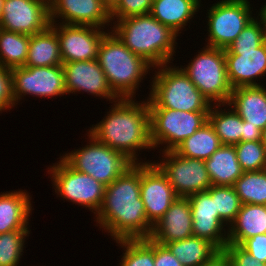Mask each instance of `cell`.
<instances>
[{
  "label": "cell",
  "mask_w": 266,
  "mask_h": 266,
  "mask_svg": "<svg viewBox=\"0 0 266 266\" xmlns=\"http://www.w3.org/2000/svg\"><path fill=\"white\" fill-rule=\"evenodd\" d=\"M240 246L252 257L266 264V233L246 239Z\"/></svg>",
  "instance_id": "40"
},
{
  "label": "cell",
  "mask_w": 266,
  "mask_h": 266,
  "mask_svg": "<svg viewBox=\"0 0 266 266\" xmlns=\"http://www.w3.org/2000/svg\"><path fill=\"white\" fill-rule=\"evenodd\" d=\"M229 227L227 229L228 244L241 245L246 239L265 234L266 205L242 204Z\"/></svg>",
  "instance_id": "23"
},
{
  "label": "cell",
  "mask_w": 266,
  "mask_h": 266,
  "mask_svg": "<svg viewBox=\"0 0 266 266\" xmlns=\"http://www.w3.org/2000/svg\"><path fill=\"white\" fill-rule=\"evenodd\" d=\"M11 69L0 65V111L14 107Z\"/></svg>",
  "instance_id": "38"
},
{
  "label": "cell",
  "mask_w": 266,
  "mask_h": 266,
  "mask_svg": "<svg viewBox=\"0 0 266 266\" xmlns=\"http://www.w3.org/2000/svg\"><path fill=\"white\" fill-rule=\"evenodd\" d=\"M262 143L266 147V127L262 131Z\"/></svg>",
  "instance_id": "46"
},
{
  "label": "cell",
  "mask_w": 266,
  "mask_h": 266,
  "mask_svg": "<svg viewBox=\"0 0 266 266\" xmlns=\"http://www.w3.org/2000/svg\"><path fill=\"white\" fill-rule=\"evenodd\" d=\"M116 21L111 31L132 53L142 57L154 69L169 64L178 36L170 27L161 24L151 14Z\"/></svg>",
  "instance_id": "3"
},
{
  "label": "cell",
  "mask_w": 266,
  "mask_h": 266,
  "mask_svg": "<svg viewBox=\"0 0 266 266\" xmlns=\"http://www.w3.org/2000/svg\"><path fill=\"white\" fill-rule=\"evenodd\" d=\"M116 243L125 248L120 266H155L154 240L150 238L119 240Z\"/></svg>",
  "instance_id": "33"
},
{
  "label": "cell",
  "mask_w": 266,
  "mask_h": 266,
  "mask_svg": "<svg viewBox=\"0 0 266 266\" xmlns=\"http://www.w3.org/2000/svg\"><path fill=\"white\" fill-rule=\"evenodd\" d=\"M4 2L5 0H0V18H1L2 11H3Z\"/></svg>",
  "instance_id": "47"
},
{
  "label": "cell",
  "mask_w": 266,
  "mask_h": 266,
  "mask_svg": "<svg viewBox=\"0 0 266 266\" xmlns=\"http://www.w3.org/2000/svg\"><path fill=\"white\" fill-rule=\"evenodd\" d=\"M50 166L48 172L53 179V187L60 197L95 211L97 214L103 202L105 185L92 176L76 171L63 158Z\"/></svg>",
  "instance_id": "9"
},
{
  "label": "cell",
  "mask_w": 266,
  "mask_h": 266,
  "mask_svg": "<svg viewBox=\"0 0 266 266\" xmlns=\"http://www.w3.org/2000/svg\"><path fill=\"white\" fill-rule=\"evenodd\" d=\"M213 104L208 113V121L213 126L216 135L222 145H236L242 142L243 120L238 113L231 108L224 111L221 104ZM219 107V108H218ZM230 110V111H229ZM227 111V112H226Z\"/></svg>",
  "instance_id": "29"
},
{
  "label": "cell",
  "mask_w": 266,
  "mask_h": 266,
  "mask_svg": "<svg viewBox=\"0 0 266 266\" xmlns=\"http://www.w3.org/2000/svg\"><path fill=\"white\" fill-rule=\"evenodd\" d=\"M193 236L191 205L188 197H177L166 213L153 225L150 239L159 244Z\"/></svg>",
  "instance_id": "19"
},
{
  "label": "cell",
  "mask_w": 266,
  "mask_h": 266,
  "mask_svg": "<svg viewBox=\"0 0 266 266\" xmlns=\"http://www.w3.org/2000/svg\"><path fill=\"white\" fill-rule=\"evenodd\" d=\"M225 58L228 80L233 89L242 86H260L255 79L266 75V41L256 50L225 54Z\"/></svg>",
  "instance_id": "20"
},
{
  "label": "cell",
  "mask_w": 266,
  "mask_h": 266,
  "mask_svg": "<svg viewBox=\"0 0 266 266\" xmlns=\"http://www.w3.org/2000/svg\"><path fill=\"white\" fill-rule=\"evenodd\" d=\"M88 136L89 145L61 157L76 171L108 186L134 163L121 152L97 141L91 134Z\"/></svg>",
  "instance_id": "7"
},
{
  "label": "cell",
  "mask_w": 266,
  "mask_h": 266,
  "mask_svg": "<svg viewBox=\"0 0 266 266\" xmlns=\"http://www.w3.org/2000/svg\"><path fill=\"white\" fill-rule=\"evenodd\" d=\"M50 26L57 33L63 63L97 59L99 44L107 33L104 28L56 22Z\"/></svg>",
  "instance_id": "14"
},
{
  "label": "cell",
  "mask_w": 266,
  "mask_h": 266,
  "mask_svg": "<svg viewBox=\"0 0 266 266\" xmlns=\"http://www.w3.org/2000/svg\"><path fill=\"white\" fill-rule=\"evenodd\" d=\"M155 266H183L166 245L154 241Z\"/></svg>",
  "instance_id": "41"
},
{
  "label": "cell",
  "mask_w": 266,
  "mask_h": 266,
  "mask_svg": "<svg viewBox=\"0 0 266 266\" xmlns=\"http://www.w3.org/2000/svg\"><path fill=\"white\" fill-rule=\"evenodd\" d=\"M201 266H232V263L227 253L219 250Z\"/></svg>",
  "instance_id": "43"
},
{
  "label": "cell",
  "mask_w": 266,
  "mask_h": 266,
  "mask_svg": "<svg viewBox=\"0 0 266 266\" xmlns=\"http://www.w3.org/2000/svg\"><path fill=\"white\" fill-rule=\"evenodd\" d=\"M163 153V162L155 164L167 176L178 197L204 192L212 186L204 160L182 157L174 150Z\"/></svg>",
  "instance_id": "11"
},
{
  "label": "cell",
  "mask_w": 266,
  "mask_h": 266,
  "mask_svg": "<svg viewBox=\"0 0 266 266\" xmlns=\"http://www.w3.org/2000/svg\"><path fill=\"white\" fill-rule=\"evenodd\" d=\"M254 19L242 30L224 54H240V51L256 50L266 41V32L260 20Z\"/></svg>",
  "instance_id": "36"
},
{
  "label": "cell",
  "mask_w": 266,
  "mask_h": 266,
  "mask_svg": "<svg viewBox=\"0 0 266 266\" xmlns=\"http://www.w3.org/2000/svg\"><path fill=\"white\" fill-rule=\"evenodd\" d=\"M201 0H153L150 14L179 35L180 30L196 15Z\"/></svg>",
  "instance_id": "25"
},
{
  "label": "cell",
  "mask_w": 266,
  "mask_h": 266,
  "mask_svg": "<svg viewBox=\"0 0 266 266\" xmlns=\"http://www.w3.org/2000/svg\"><path fill=\"white\" fill-rule=\"evenodd\" d=\"M160 65L152 78L149 108H169L187 112H209L211 103L201 94L185 72L177 67ZM160 68V69H159Z\"/></svg>",
  "instance_id": "5"
},
{
  "label": "cell",
  "mask_w": 266,
  "mask_h": 266,
  "mask_svg": "<svg viewBox=\"0 0 266 266\" xmlns=\"http://www.w3.org/2000/svg\"><path fill=\"white\" fill-rule=\"evenodd\" d=\"M30 35L0 29V65L22 67L28 56Z\"/></svg>",
  "instance_id": "30"
},
{
  "label": "cell",
  "mask_w": 266,
  "mask_h": 266,
  "mask_svg": "<svg viewBox=\"0 0 266 266\" xmlns=\"http://www.w3.org/2000/svg\"><path fill=\"white\" fill-rule=\"evenodd\" d=\"M103 6L111 13L120 3L121 0H101Z\"/></svg>",
  "instance_id": "44"
},
{
  "label": "cell",
  "mask_w": 266,
  "mask_h": 266,
  "mask_svg": "<svg viewBox=\"0 0 266 266\" xmlns=\"http://www.w3.org/2000/svg\"><path fill=\"white\" fill-rule=\"evenodd\" d=\"M140 196L152 226L178 197L167 176L154 162H140Z\"/></svg>",
  "instance_id": "15"
},
{
  "label": "cell",
  "mask_w": 266,
  "mask_h": 266,
  "mask_svg": "<svg viewBox=\"0 0 266 266\" xmlns=\"http://www.w3.org/2000/svg\"><path fill=\"white\" fill-rule=\"evenodd\" d=\"M210 181L215 186H234L243 174L234 145H222L204 160Z\"/></svg>",
  "instance_id": "24"
},
{
  "label": "cell",
  "mask_w": 266,
  "mask_h": 266,
  "mask_svg": "<svg viewBox=\"0 0 266 266\" xmlns=\"http://www.w3.org/2000/svg\"><path fill=\"white\" fill-rule=\"evenodd\" d=\"M119 98L102 121L89 129L97 141L121 152L133 163L138 149L153 148L150 140V114L147 102ZM117 102V103H116Z\"/></svg>",
  "instance_id": "2"
},
{
  "label": "cell",
  "mask_w": 266,
  "mask_h": 266,
  "mask_svg": "<svg viewBox=\"0 0 266 266\" xmlns=\"http://www.w3.org/2000/svg\"><path fill=\"white\" fill-rule=\"evenodd\" d=\"M208 113L149 108L153 149L165 143L167 147L162 152L175 150L181 142L208 122Z\"/></svg>",
  "instance_id": "8"
},
{
  "label": "cell",
  "mask_w": 266,
  "mask_h": 266,
  "mask_svg": "<svg viewBox=\"0 0 266 266\" xmlns=\"http://www.w3.org/2000/svg\"><path fill=\"white\" fill-rule=\"evenodd\" d=\"M227 105L249 125L261 131L266 127V89L263 85L234 88Z\"/></svg>",
  "instance_id": "21"
},
{
  "label": "cell",
  "mask_w": 266,
  "mask_h": 266,
  "mask_svg": "<svg viewBox=\"0 0 266 266\" xmlns=\"http://www.w3.org/2000/svg\"><path fill=\"white\" fill-rule=\"evenodd\" d=\"M97 61L113 93L124 99H133L141 79L152 67L142 57L132 53L113 32L108 31L99 44Z\"/></svg>",
  "instance_id": "4"
},
{
  "label": "cell",
  "mask_w": 266,
  "mask_h": 266,
  "mask_svg": "<svg viewBox=\"0 0 266 266\" xmlns=\"http://www.w3.org/2000/svg\"><path fill=\"white\" fill-rule=\"evenodd\" d=\"M66 93L84 91L91 95L117 101L97 59L63 63Z\"/></svg>",
  "instance_id": "16"
},
{
  "label": "cell",
  "mask_w": 266,
  "mask_h": 266,
  "mask_svg": "<svg viewBox=\"0 0 266 266\" xmlns=\"http://www.w3.org/2000/svg\"><path fill=\"white\" fill-rule=\"evenodd\" d=\"M221 146L219 137L208 121L181 142L174 151L182 157L207 160Z\"/></svg>",
  "instance_id": "28"
},
{
  "label": "cell",
  "mask_w": 266,
  "mask_h": 266,
  "mask_svg": "<svg viewBox=\"0 0 266 266\" xmlns=\"http://www.w3.org/2000/svg\"><path fill=\"white\" fill-rule=\"evenodd\" d=\"M63 65L56 31L49 26L45 31L30 35L25 67Z\"/></svg>",
  "instance_id": "26"
},
{
  "label": "cell",
  "mask_w": 266,
  "mask_h": 266,
  "mask_svg": "<svg viewBox=\"0 0 266 266\" xmlns=\"http://www.w3.org/2000/svg\"><path fill=\"white\" fill-rule=\"evenodd\" d=\"M188 200L191 205L193 236L209 240L219 250H223L228 244V231H225L226 225L219 214L215 213L214 198L204 191L188 196Z\"/></svg>",
  "instance_id": "17"
},
{
  "label": "cell",
  "mask_w": 266,
  "mask_h": 266,
  "mask_svg": "<svg viewBox=\"0 0 266 266\" xmlns=\"http://www.w3.org/2000/svg\"><path fill=\"white\" fill-rule=\"evenodd\" d=\"M237 160L244 172L266 169V147L260 141H242L234 145Z\"/></svg>",
  "instance_id": "34"
},
{
  "label": "cell",
  "mask_w": 266,
  "mask_h": 266,
  "mask_svg": "<svg viewBox=\"0 0 266 266\" xmlns=\"http://www.w3.org/2000/svg\"><path fill=\"white\" fill-rule=\"evenodd\" d=\"M29 230H14L0 234V266H17L23 255Z\"/></svg>",
  "instance_id": "35"
},
{
  "label": "cell",
  "mask_w": 266,
  "mask_h": 266,
  "mask_svg": "<svg viewBox=\"0 0 266 266\" xmlns=\"http://www.w3.org/2000/svg\"><path fill=\"white\" fill-rule=\"evenodd\" d=\"M198 53L181 69L211 104L225 106L233 88L227 76L224 49L206 46Z\"/></svg>",
  "instance_id": "6"
},
{
  "label": "cell",
  "mask_w": 266,
  "mask_h": 266,
  "mask_svg": "<svg viewBox=\"0 0 266 266\" xmlns=\"http://www.w3.org/2000/svg\"><path fill=\"white\" fill-rule=\"evenodd\" d=\"M114 240L149 238L153 226L148 222L140 196V163H134L105 187L103 202L95 215Z\"/></svg>",
  "instance_id": "1"
},
{
  "label": "cell",
  "mask_w": 266,
  "mask_h": 266,
  "mask_svg": "<svg viewBox=\"0 0 266 266\" xmlns=\"http://www.w3.org/2000/svg\"><path fill=\"white\" fill-rule=\"evenodd\" d=\"M233 187L242 204L266 205V169L243 172Z\"/></svg>",
  "instance_id": "31"
},
{
  "label": "cell",
  "mask_w": 266,
  "mask_h": 266,
  "mask_svg": "<svg viewBox=\"0 0 266 266\" xmlns=\"http://www.w3.org/2000/svg\"><path fill=\"white\" fill-rule=\"evenodd\" d=\"M50 22L62 18L61 23L94 26H109L111 16L101 0H49Z\"/></svg>",
  "instance_id": "18"
},
{
  "label": "cell",
  "mask_w": 266,
  "mask_h": 266,
  "mask_svg": "<svg viewBox=\"0 0 266 266\" xmlns=\"http://www.w3.org/2000/svg\"><path fill=\"white\" fill-rule=\"evenodd\" d=\"M214 198L215 213L226 224L230 225L240 211L242 203L233 186L212 185L206 190Z\"/></svg>",
  "instance_id": "32"
},
{
  "label": "cell",
  "mask_w": 266,
  "mask_h": 266,
  "mask_svg": "<svg viewBox=\"0 0 266 266\" xmlns=\"http://www.w3.org/2000/svg\"><path fill=\"white\" fill-rule=\"evenodd\" d=\"M260 140H262V131L256 126L249 125V122L243 121L242 141Z\"/></svg>",
  "instance_id": "42"
},
{
  "label": "cell",
  "mask_w": 266,
  "mask_h": 266,
  "mask_svg": "<svg viewBox=\"0 0 266 266\" xmlns=\"http://www.w3.org/2000/svg\"><path fill=\"white\" fill-rule=\"evenodd\" d=\"M229 256L232 266H266L265 263L255 259L240 245L227 244L223 249Z\"/></svg>",
  "instance_id": "39"
},
{
  "label": "cell",
  "mask_w": 266,
  "mask_h": 266,
  "mask_svg": "<svg viewBox=\"0 0 266 266\" xmlns=\"http://www.w3.org/2000/svg\"><path fill=\"white\" fill-rule=\"evenodd\" d=\"M12 73V96L15 105L26 94L36 97L65 95V79L62 65L40 67H15Z\"/></svg>",
  "instance_id": "12"
},
{
  "label": "cell",
  "mask_w": 266,
  "mask_h": 266,
  "mask_svg": "<svg viewBox=\"0 0 266 266\" xmlns=\"http://www.w3.org/2000/svg\"><path fill=\"white\" fill-rule=\"evenodd\" d=\"M248 0H222L208 10V43L206 46L227 49L254 19Z\"/></svg>",
  "instance_id": "10"
},
{
  "label": "cell",
  "mask_w": 266,
  "mask_h": 266,
  "mask_svg": "<svg viewBox=\"0 0 266 266\" xmlns=\"http://www.w3.org/2000/svg\"><path fill=\"white\" fill-rule=\"evenodd\" d=\"M166 246L183 266H201L219 251L209 240L196 236L173 241Z\"/></svg>",
  "instance_id": "27"
},
{
  "label": "cell",
  "mask_w": 266,
  "mask_h": 266,
  "mask_svg": "<svg viewBox=\"0 0 266 266\" xmlns=\"http://www.w3.org/2000/svg\"><path fill=\"white\" fill-rule=\"evenodd\" d=\"M153 0H121L118 6L110 13L111 21L124 19L130 16L150 14Z\"/></svg>",
  "instance_id": "37"
},
{
  "label": "cell",
  "mask_w": 266,
  "mask_h": 266,
  "mask_svg": "<svg viewBox=\"0 0 266 266\" xmlns=\"http://www.w3.org/2000/svg\"><path fill=\"white\" fill-rule=\"evenodd\" d=\"M266 4V3H265ZM258 14L260 16V22L263 25L262 27L265 29L266 32V5L262 6L260 12Z\"/></svg>",
  "instance_id": "45"
},
{
  "label": "cell",
  "mask_w": 266,
  "mask_h": 266,
  "mask_svg": "<svg viewBox=\"0 0 266 266\" xmlns=\"http://www.w3.org/2000/svg\"><path fill=\"white\" fill-rule=\"evenodd\" d=\"M31 198L27 192L0 193V234L14 230H28Z\"/></svg>",
  "instance_id": "22"
},
{
  "label": "cell",
  "mask_w": 266,
  "mask_h": 266,
  "mask_svg": "<svg viewBox=\"0 0 266 266\" xmlns=\"http://www.w3.org/2000/svg\"><path fill=\"white\" fill-rule=\"evenodd\" d=\"M49 0H5L0 28L34 35L50 26Z\"/></svg>",
  "instance_id": "13"
}]
</instances>
